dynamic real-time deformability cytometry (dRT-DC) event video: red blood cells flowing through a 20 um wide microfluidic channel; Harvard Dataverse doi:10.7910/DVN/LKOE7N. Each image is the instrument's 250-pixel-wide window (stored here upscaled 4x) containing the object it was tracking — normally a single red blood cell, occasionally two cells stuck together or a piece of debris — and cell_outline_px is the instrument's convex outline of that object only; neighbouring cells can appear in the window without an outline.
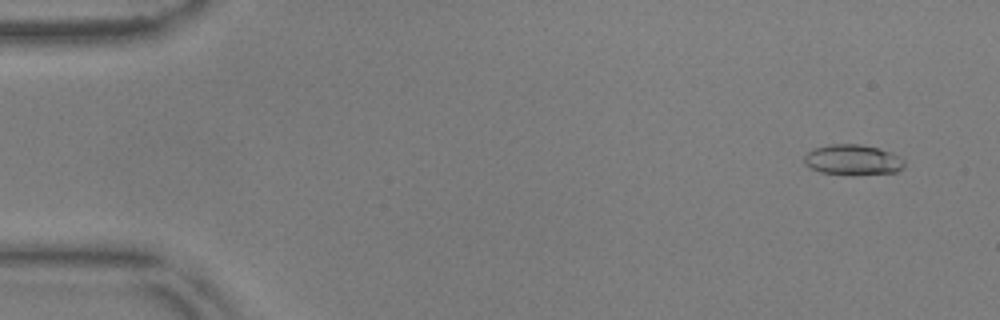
{"species": "common noctule bat (a hibernating species)", "species_latin": "Nyctalus noctula", "temperature_condition": "warm", "stored_images_in_passage": 12, "camera_frame_rate_fps": 3000, "um_per_image_px": 0.085, "animal": {"sex": "male", "body_mass_g": 17.9, "forearm_length_mm": 54.2}, "frame": {"image": 1, "passage_image": 4, "time_ms": 1.0, "image_size_px": [1000, 320], "cell_outline_px": [[904, 164], [896, 172], [856, 176], [852, 176], [820, 172], [804, 164], [804, 156], [812, 148], [828, 144], [860, 144], [892, 152], [904, 160]], "centroid_in_image_um": [72.45, 13.6], "position_along_channel_um": 12.5, "area_um2": 18.03}}